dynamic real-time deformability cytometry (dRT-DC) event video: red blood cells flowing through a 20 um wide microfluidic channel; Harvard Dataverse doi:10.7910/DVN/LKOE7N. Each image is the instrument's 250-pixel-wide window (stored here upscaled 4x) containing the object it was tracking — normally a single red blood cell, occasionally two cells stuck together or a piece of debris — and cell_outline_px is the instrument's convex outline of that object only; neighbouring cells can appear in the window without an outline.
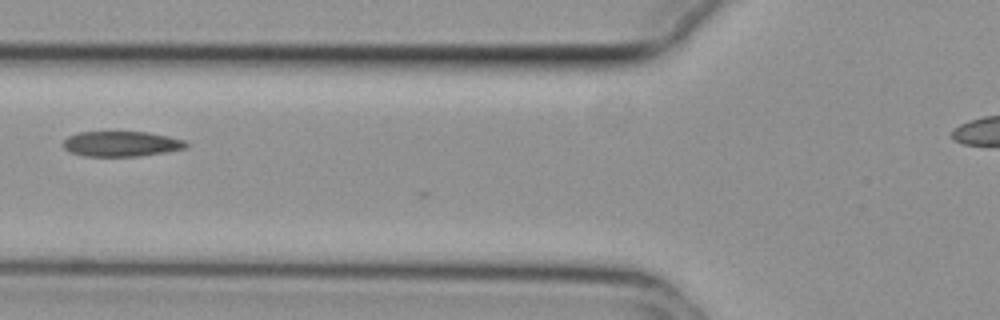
{"species": "common noctule bat (a hibernating species)", "species_latin": "Nyctalus noctula", "temperature_condition": "cold", "stored_images_in_passage": 3, "camera_frame_rate_fps": 3000, "um_per_image_px": 0.085, "animal": {"sex": "female", "body_mass_g": 29.2, "forearm_length_mm": 56.3}, "frame": {"image": 1, "passage_image": 2, "time_ms": 0.333, "image_size_px": [1000, 320], "cell_outline_px": [[188, 148], [140, 156], [84, 156], [68, 152], [64, 148], [64, 140], [68, 136], [80, 132], [148, 132], [168, 136], [184, 140], [188, 144]], "centroid_in_image_um": [10.31, 12.23], "position_along_channel_um": 115.5, "area_um2": 18.09}}